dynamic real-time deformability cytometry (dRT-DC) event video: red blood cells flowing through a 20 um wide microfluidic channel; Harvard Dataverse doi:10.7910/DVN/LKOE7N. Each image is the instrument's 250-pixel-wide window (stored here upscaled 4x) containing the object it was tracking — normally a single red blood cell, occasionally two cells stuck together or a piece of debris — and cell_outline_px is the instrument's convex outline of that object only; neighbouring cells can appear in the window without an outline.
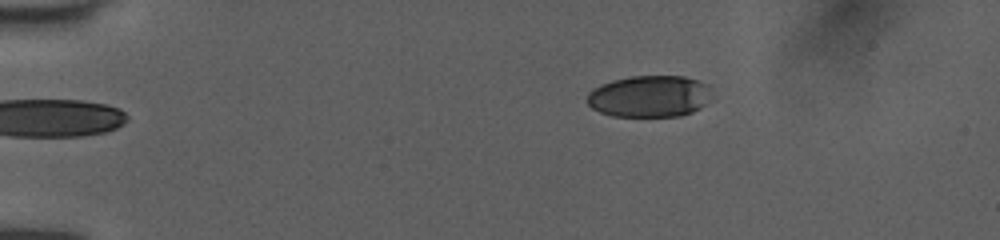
{"species": "human", "species_latin": "Homo sapiens", "temperature_condition": "room temperature", "stored_images_in_passage": 43, "camera_frame_rate_fps": 3000, "um_per_image_px": 0.085, "donor": {"sex": "female"}, "frame": {"image": 1, "passage_image": 1, "time_ms": 0.0, "image_size_px": [1000, 240], "cell_outline_px": [[708, 84], [704, 104], [700, 108], [692, 112], [680, 116], [612, 116], [600, 112], [592, 108], [584, 100], [588, 92], [600, 84], [612, 80], [632, 76], [684, 76]], "centroid_in_image_um": [55.1, 8.19], "position_along_channel_um": 29.9, "area_um2": 30.06}}
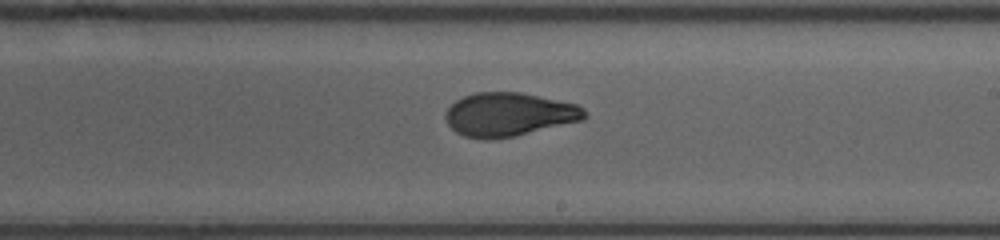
{"frame": {"image": 2, "passage_image": 23, "time_ms": 7.333, "image_size_px": [1000, 240], "cell_outline_px": [[588, 116], [584, 120], [516, 136], [488, 140], [464, 136], [456, 132], [448, 124], [444, 116], [448, 108], [456, 100], [464, 96], [476, 92], [520, 92], [576, 104], [584, 108], [588, 112]], "centroid_in_image_um": [43.28, 9.74], "position_along_channel_um": 245.7, "area_um2": 35.49}}
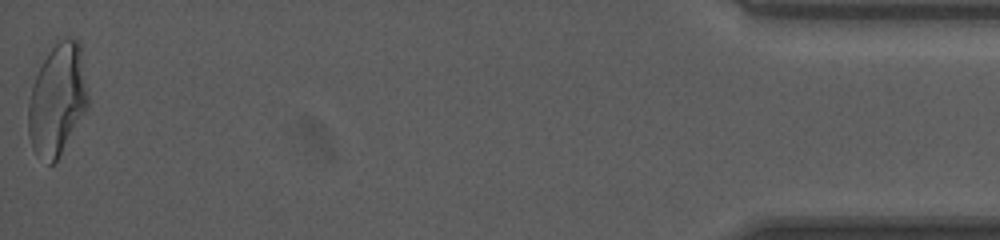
{"frame": {"image": 3, "passage_image": 43, "time_ms": 14.0, "image_size_px": [1000, 240], "cell_outline_px": [[88, 108], [56, 160], [52, 164], [48, 164], [36, 156], [32, 148], [28, 136], [28, 104], [32, 88], [36, 76], [48, 52], [60, 40], [80, 40], [88, 96]], "centroid_in_image_um": [4.87, 8.52], "position_along_channel_um": 430.3, "area_um2": 38.38}, "authors_computed_cell_mechanics": {"area_um2": 35.258, "velocity_mm_per_s": 4.0369, "shape_relaxation_time_tau1_ms": 10.2982, "shape_relaxation_time_tau2_ms": 1.3403, "deformation_change_tau1": 0.2922, "deformation_change_tau2": 0.0736}}